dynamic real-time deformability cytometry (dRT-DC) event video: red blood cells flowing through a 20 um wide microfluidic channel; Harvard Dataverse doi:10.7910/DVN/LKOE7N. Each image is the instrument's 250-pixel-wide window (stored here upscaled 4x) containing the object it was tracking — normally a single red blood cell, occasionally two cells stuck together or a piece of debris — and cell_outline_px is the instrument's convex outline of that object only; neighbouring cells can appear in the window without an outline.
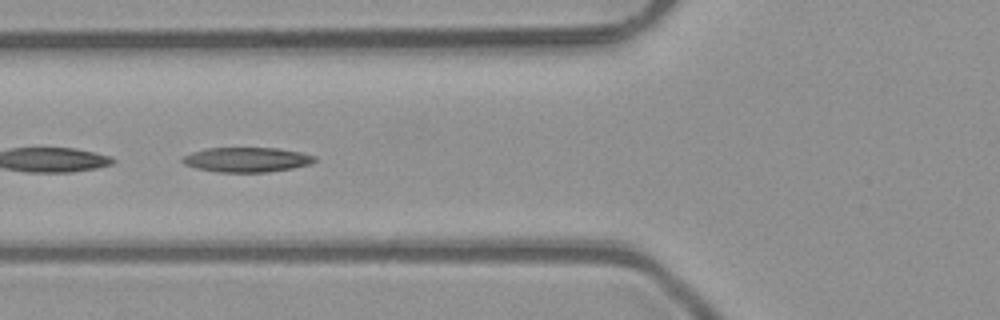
{"species": "common noctule bat (a hibernating species)", "species_latin": "Nyctalus noctula", "temperature_condition": "room temperature", "stored_images_in_passage": 48, "camera_frame_rate_fps": 3000, "um_per_image_px": 0.085, "animal": {"sex": "male", "body_mass_g": 23.1, "forearm_length_mm": 52.7}, "frame": {"image": 1, "passage_image": 20, "time_ms": 6.333, "image_size_px": [1000, 320], "cell_outline_px": [[316, 160], [308, 164], [292, 168], [268, 172], [216, 172], [196, 168], [184, 164], [180, 160], [184, 156], [192, 152], [208, 148], [276, 148], [300, 152], [316, 156]], "centroid_in_image_um": [20.95, 13.57], "position_along_channel_um": 104.9, "area_um2": 18.96}}
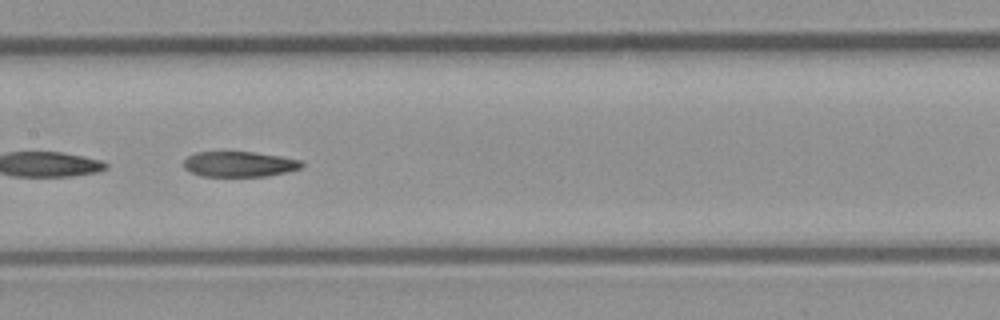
{"frame": {"image": 2, "passage_image": 26, "time_ms": 8.333, "image_size_px": [1000, 320], "cell_outline_px": [[304, 164], [300, 168], [268, 176], [200, 176], [184, 168], [184, 160], [188, 156], [196, 152], [252, 152], [280, 156], [300, 160]], "centroid_in_image_um": [20.32, 13.95], "position_along_channel_um": 187.1, "area_um2": 17.28}}
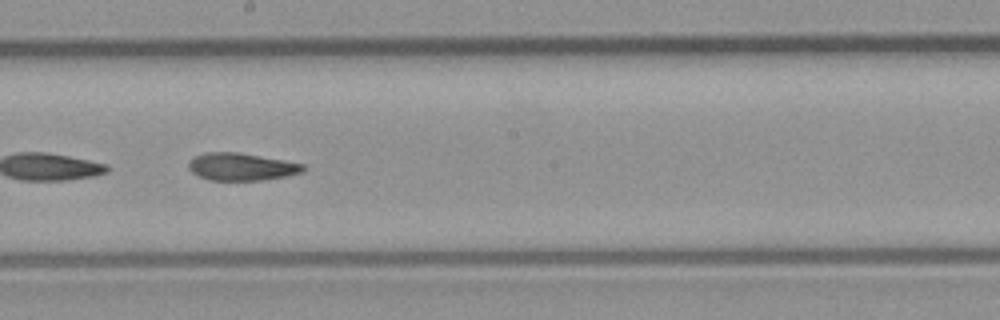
{"frame": {"image": 3, "passage_image": 29, "time_ms": 9.333, "image_size_px": [1000, 320], "cell_outline_px": [[304, 172], [284, 176], [260, 180], [208, 180], [192, 172], [188, 168], [188, 160], [204, 152], [240, 152], [284, 160], [304, 164]], "centroid_in_image_um": [20.49, 14.16], "position_along_channel_um": 227.7, "area_um2": 18.32}, "authors_computed_cell_mechanics": {"area_um2": 19.074, "velocity_mm_per_s": 4.0745, "shape_relaxation_time_tau1_ms": 9.8762, "shape_relaxation_time_tau2_ms": 5.6591, "deformation_change_tau1": 0.2544, "deformation_change_tau2": 0.144}}